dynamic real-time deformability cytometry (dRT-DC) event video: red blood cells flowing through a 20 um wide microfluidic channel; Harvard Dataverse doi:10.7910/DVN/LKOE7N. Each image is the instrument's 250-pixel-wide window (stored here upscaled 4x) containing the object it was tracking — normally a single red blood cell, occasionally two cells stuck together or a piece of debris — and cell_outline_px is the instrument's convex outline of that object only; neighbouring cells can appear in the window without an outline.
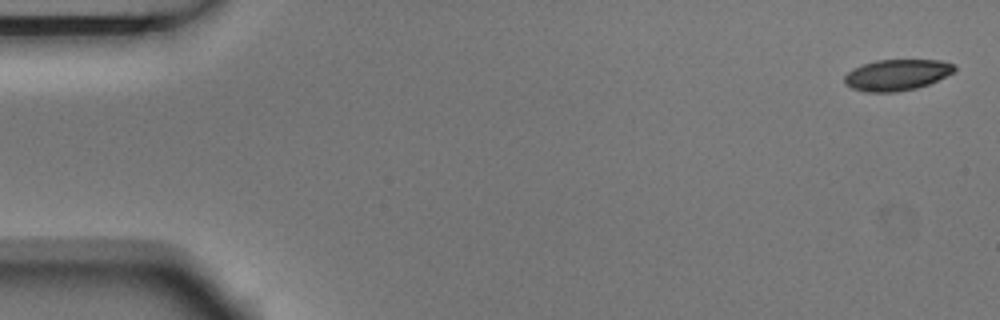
{"species": "Egyptian fruit bat (a non-hibernating species)", "species_latin": "Rousettus aegyptiacus", "temperature_condition": "room temperature", "stored_images_in_passage": 5, "camera_frame_rate_fps": 3000, "um_per_image_px": 0.085, "animal": {"sex": "male"}, "frame": {"image": 1, "passage_image": 1, "time_ms": 0.0, "image_size_px": [1000, 320], "cell_outline_px": [[956, 72], [928, 84], [916, 88], [896, 92], [864, 92], [852, 88], [844, 84], [844, 76], [852, 68], [860, 64], [876, 60], [940, 60], [956, 64]], "centroid_in_image_um": [76.23, 6.36], "position_along_channel_um": 8.8, "area_um2": 20.23}}
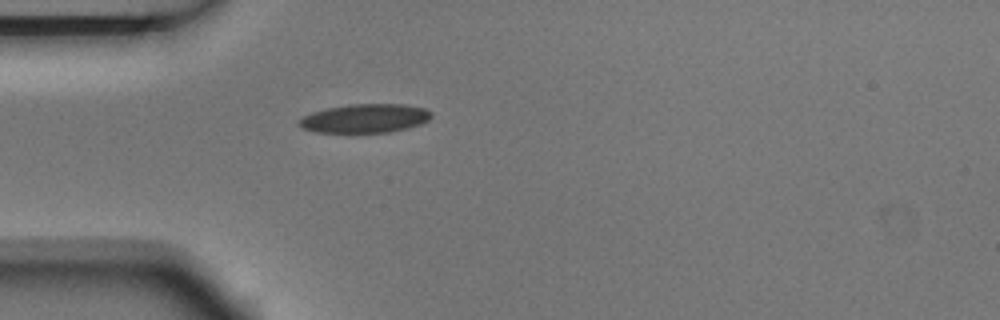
{"frame": {"image": 2, "passage_image": 5, "time_ms": 1.333, "image_size_px": [1000, 320], "cell_outline_px": [[432, 116], [428, 120], [420, 124], [388, 132], [316, 132], [300, 128], [296, 124], [296, 120], [312, 112], [328, 108], [352, 104], [404, 104], [424, 108], [432, 112]], "centroid_in_image_um": [30.97, 10.06], "position_along_channel_um": 54.0, "area_um2": 22.14}}